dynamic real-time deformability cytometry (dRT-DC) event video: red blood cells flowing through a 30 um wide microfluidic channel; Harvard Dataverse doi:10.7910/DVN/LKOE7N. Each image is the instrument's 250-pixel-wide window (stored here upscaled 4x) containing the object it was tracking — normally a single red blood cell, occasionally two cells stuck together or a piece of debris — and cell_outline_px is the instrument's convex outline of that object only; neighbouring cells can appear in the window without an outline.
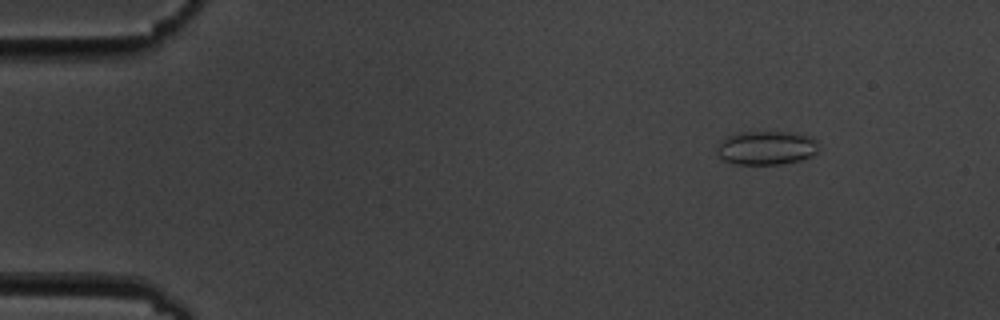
{"species": "common noctule bat (a hibernating species)", "species_latin": "Nyctalus noctula", "temperature_condition": "cold", "stored_images_in_passage": 4, "camera_frame_rate_fps": 3000, "um_per_image_px": 0.085, "animal": {"sex": "male", "body_mass_g": 19.5, "forearm_length_mm": 54.6}, "frame": {"image": 1, "passage_image": 2, "time_ms": 1.0, "image_size_px": [1000, 320], "cell_outline_px": [[820, 148], [812, 156], [800, 160], [784, 164], [732, 164], [724, 160], [720, 156], [720, 140], [724, 136], [736, 132], [792, 132], [812, 136], [816, 140]], "centroid_in_image_um": [65.19, 12.55], "position_along_channel_um": 19.8, "area_um2": 20.23}}
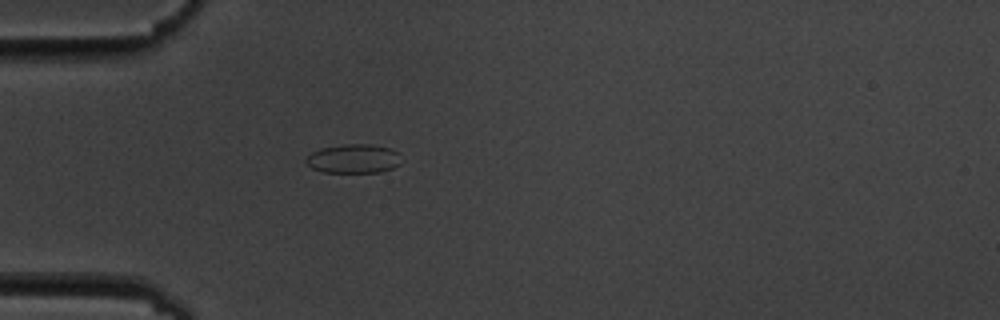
{"frame": {"image": 2, "passage_image": 4, "time_ms": 4.333, "image_size_px": [1000, 320], "cell_outline_px": [[400, 164], [392, 168], [380, 172], [324, 172], [312, 168], [304, 160], [312, 152], [320, 148], [344, 144], [368, 144], [392, 148], [400, 152]], "centroid_in_image_um": [30.08, 13.48], "position_along_channel_um": 54.9, "area_um2": 16.18}}